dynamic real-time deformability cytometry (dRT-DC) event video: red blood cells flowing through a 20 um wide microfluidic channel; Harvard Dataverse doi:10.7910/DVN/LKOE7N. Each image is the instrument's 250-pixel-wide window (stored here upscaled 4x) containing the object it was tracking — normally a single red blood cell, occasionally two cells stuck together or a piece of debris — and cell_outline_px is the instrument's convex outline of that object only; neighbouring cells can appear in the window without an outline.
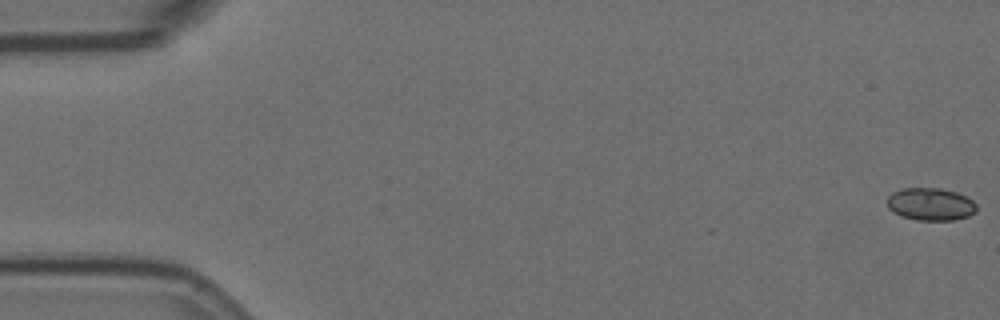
{"species": "Egyptian fruit bat (a non-hibernating species)", "species_latin": "Rousettus aegyptiacus", "temperature_condition": "room temperature", "stored_images_in_passage": 4, "camera_frame_rate_fps": 3000, "um_per_image_px": 0.085, "animal": {"sex": "female"}, "frame": {"image": 1, "passage_image": 1, "time_ms": 0.0, "image_size_px": [1000, 320], "cell_outline_px": [[976, 212], [968, 216], [952, 220], [916, 220], [900, 216], [892, 212], [888, 208], [888, 196], [892, 192], [904, 188], [940, 188], [956, 192], [972, 200], [976, 204]], "centroid_in_image_um": [79.08, 17.36], "position_along_channel_um": 5.9, "area_um2": 16.99}}
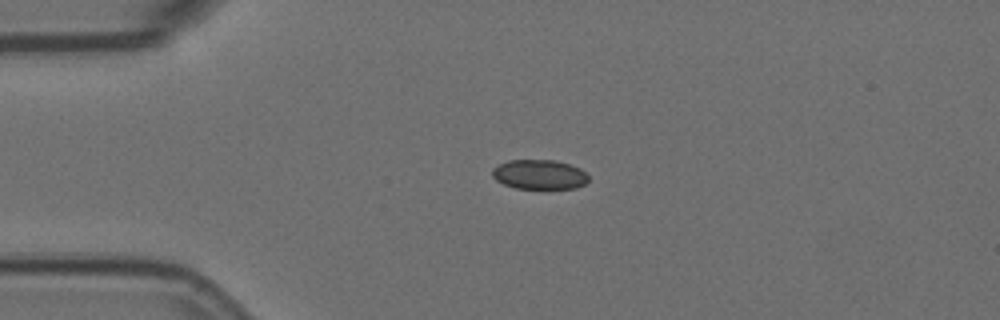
{"frame": {"image": 2, "passage_image": 4, "time_ms": 1.0, "image_size_px": [1000, 320], "cell_outline_px": [[588, 180], [584, 184], [576, 188], [516, 188], [504, 184], [496, 180], [492, 176], [492, 168], [508, 160], [552, 160], [568, 164], [580, 168], [588, 176]], "centroid_in_image_um": [45.83, 14.83], "position_along_channel_um": 39.2, "area_um2": 16.42}}